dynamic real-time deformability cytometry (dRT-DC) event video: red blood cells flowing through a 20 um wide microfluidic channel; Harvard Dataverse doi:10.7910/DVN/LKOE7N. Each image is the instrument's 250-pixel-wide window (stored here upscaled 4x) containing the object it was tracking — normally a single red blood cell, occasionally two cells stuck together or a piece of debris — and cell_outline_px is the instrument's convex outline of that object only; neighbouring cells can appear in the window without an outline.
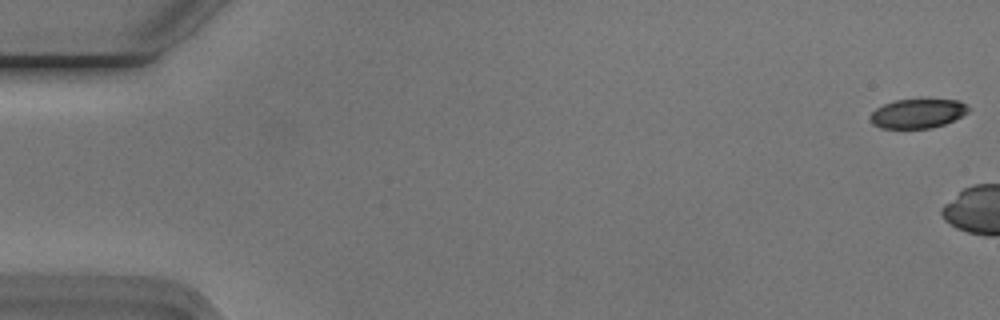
{"species": "Egyptian fruit bat (a non-hibernating species)", "species_latin": "Rousettus aegyptiacus", "temperature_condition": "cold", "stored_images_in_passage": 8, "camera_frame_rate_fps": 3000, "um_per_image_px": 0.085, "animal": {"sex": "male"}, "frame": {"image": 1, "passage_image": 1, "time_ms": 0.0, "image_size_px": [1000, 320], "cell_outline_px": [[968, 112], [944, 124], [932, 128], [880, 128], [872, 124], [868, 116], [876, 108], [884, 104], [896, 100], [960, 100], [968, 108]], "centroid_in_image_um": [77.94, 9.66], "position_along_channel_um": 7.1, "area_um2": 16.53}}